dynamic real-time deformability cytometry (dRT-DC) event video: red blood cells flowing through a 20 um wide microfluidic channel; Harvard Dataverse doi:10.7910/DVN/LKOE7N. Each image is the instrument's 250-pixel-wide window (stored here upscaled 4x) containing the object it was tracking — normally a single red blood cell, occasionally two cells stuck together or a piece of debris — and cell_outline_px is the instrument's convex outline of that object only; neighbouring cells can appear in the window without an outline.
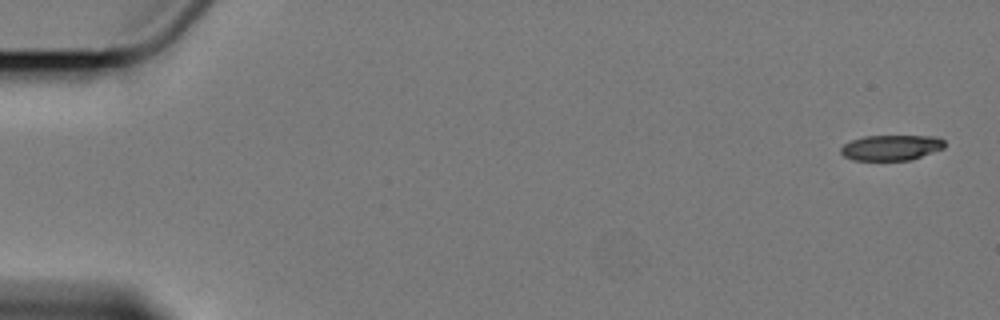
{"species": "Egyptian fruit bat (a non-hibernating species)", "species_latin": "Rousettus aegyptiacus", "temperature_condition": "cold", "stored_images_in_passage": 7, "camera_frame_rate_fps": 3000, "um_per_image_px": 0.085, "animal": {"sex": "female"}, "frame": {"image": 1, "passage_image": 1, "time_ms": 0.0, "image_size_px": [1000, 320], "cell_outline_px": [[944, 148], [912, 160], [852, 160], [844, 156], [840, 152], [840, 148], [844, 144], [852, 140], [864, 136], [936, 136], [944, 140]], "centroid_in_image_um": [75.75, 12.55], "position_along_channel_um": 9.3, "area_um2": 15.43}}
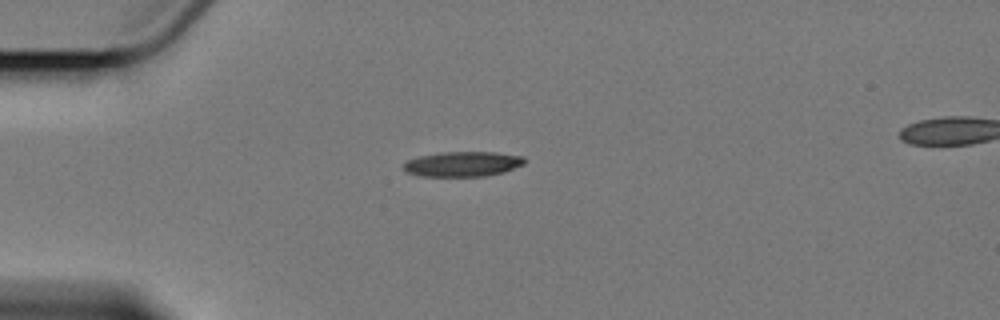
{"frame": {"image": 2, "passage_image": 5, "time_ms": 4.667, "image_size_px": [1000, 320], "cell_outline_px": [[524, 164], [504, 172], [484, 176], [424, 176], [408, 172], [404, 168], [404, 164], [408, 160], [420, 156], [444, 152], [492, 152], [524, 156]], "centroid_in_image_um": [39.37, 13.94], "position_along_channel_um": 45.6, "area_um2": 17.34}}
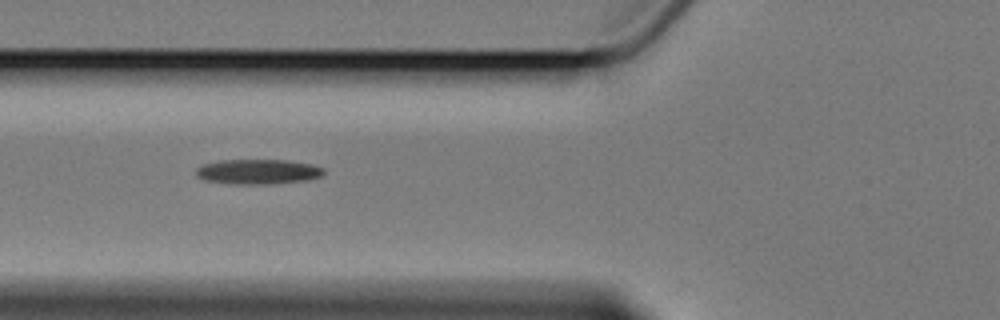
{"frame": {"image": 3, "passage_image": 7, "time_ms": 7.0, "image_size_px": [1000, 320], "cell_outline_px": [[324, 172], [320, 176], [308, 180], [276, 184], [236, 184], [204, 180], [196, 176], [196, 168], [204, 164], [220, 160], [288, 160], [312, 164], [324, 168]], "centroid_in_image_um": [21.94, 14.59], "position_along_channel_um": 103.9, "area_um2": 18.67}}